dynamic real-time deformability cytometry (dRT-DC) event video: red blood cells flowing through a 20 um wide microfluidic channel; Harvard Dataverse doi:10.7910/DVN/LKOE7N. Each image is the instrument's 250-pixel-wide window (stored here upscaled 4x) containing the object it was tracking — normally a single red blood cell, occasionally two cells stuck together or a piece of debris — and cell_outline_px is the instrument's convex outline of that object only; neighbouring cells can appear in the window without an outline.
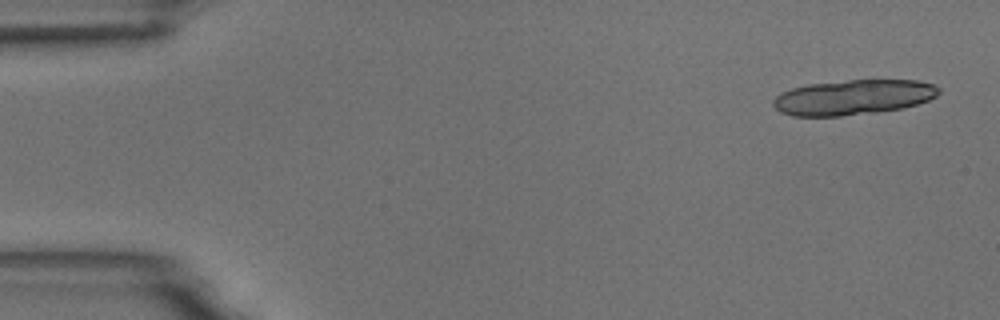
{"species": "common noctule bat (a hibernating species)", "species_latin": "Nyctalus noctula", "temperature_condition": "room temperature", "stored_images_in_passage": 5, "camera_frame_rate_fps": 3000, "um_per_image_px": 0.085, "animal": {"sex": "male", "body_mass_g": 18.8}, "frame": {"image": 1, "passage_image": 1, "time_ms": 0.0, "image_size_px": [1000, 320], "cell_outline_px": [[940, 92], [936, 96], [928, 100], [904, 108], [876, 112], [840, 116], [792, 116], [780, 112], [772, 104], [772, 100], [780, 92], [792, 88], [808, 84], [848, 80], [916, 80], [932, 84], [940, 88]], "centroid_in_image_um": [72.49, 8.27], "position_along_channel_um": 12.5, "area_um2": 33.93}}
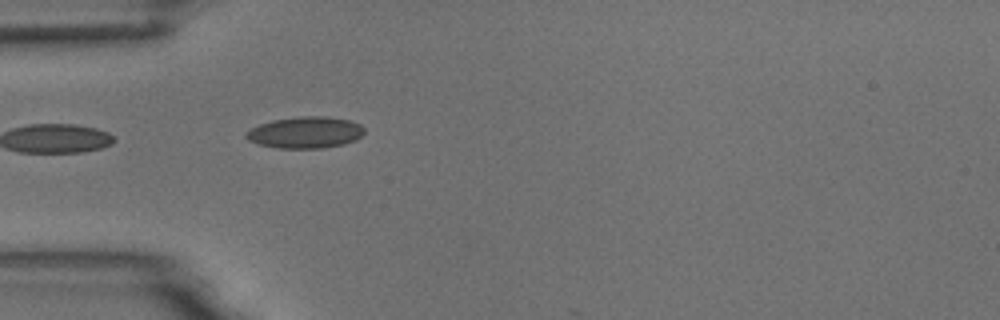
{"frame": {"image": 2, "passage_image": 5, "time_ms": 4.667, "image_size_px": [1000, 320], "cell_outline_px": [[364, 132], [356, 140], [344, 144], [324, 148], [276, 148], [260, 144], [248, 140], [244, 136], [244, 132], [260, 124], [272, 120], [300, 116], [324, 116], [348, 120], [360, 124], [364, 128]], "centroid_in_image_um": [25.94, 11.26], "position_along_channel_um": 59.1, "area_um2": 21.73}}